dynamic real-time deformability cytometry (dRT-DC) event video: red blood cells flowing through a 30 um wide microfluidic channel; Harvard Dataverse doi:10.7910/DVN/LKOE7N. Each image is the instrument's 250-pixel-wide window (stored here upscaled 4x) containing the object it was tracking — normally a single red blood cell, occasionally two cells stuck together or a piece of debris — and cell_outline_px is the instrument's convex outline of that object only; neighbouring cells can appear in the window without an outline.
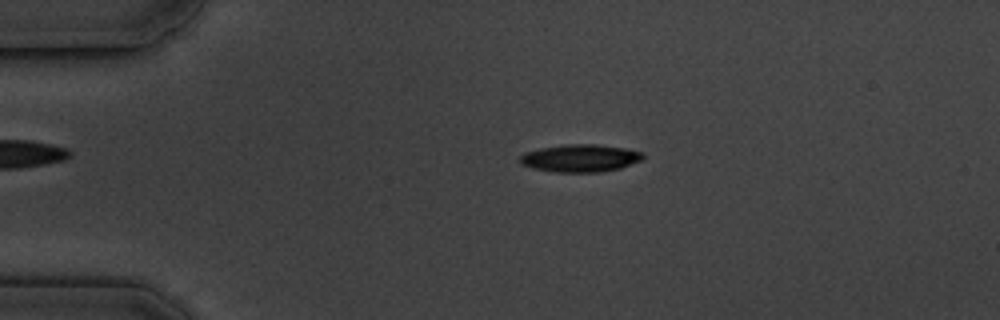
{"species": "common noctule bat (a hibernating species)", "species_latin": "Nyctalus noctula", "temperature_condition": "cold", "stored_images_in_passage": 9, "camera_frame_rate_fps": 3000, "um_per_image_px": 0.085, "animal": {"sex": "male", "body_mass_g": 19.5, "forearm_length_mm": 54.6}, "frame": {"image": 1, "passage_image": 2, "time_ms": 1.333, "image_size_px": [1000, 320], "cell_outline_px": [[644, 156], [640, 160], [620, 168], [600, 172], [552, 172], [532, 168], [520, 164], [520, 156], [524, 152], [540, 148], [564, 144], [596, 144], [624, 148], [644, 152]], "centroid_in_image_um": [49.28, 13.44], "position_along_channel_um": 35.7, "area_um2": 19.83}}
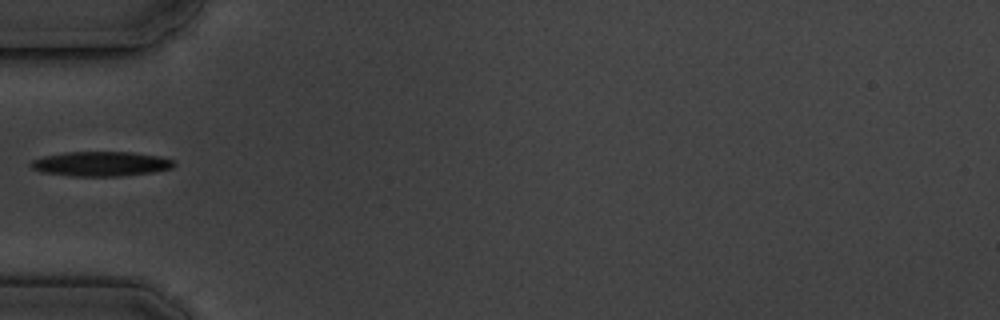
{"frame": {"image": 2, "passage_image": 4, "time_ms": 3.667, "image_size_px": [1000, 320], "cell_outline_px": [[176, 164], [172, 168], [152, 172], [120, 176], [72, 176], [40, 172], [32, 168], [28, 164], [32, 160], [44, 156], [64, 152], [132, 152], [160, 156], [172, 160]], "centroid_in_image_um": [8.55, 13.92], "position_along_channel_um": 76.5, "area_um2": 20.63}}